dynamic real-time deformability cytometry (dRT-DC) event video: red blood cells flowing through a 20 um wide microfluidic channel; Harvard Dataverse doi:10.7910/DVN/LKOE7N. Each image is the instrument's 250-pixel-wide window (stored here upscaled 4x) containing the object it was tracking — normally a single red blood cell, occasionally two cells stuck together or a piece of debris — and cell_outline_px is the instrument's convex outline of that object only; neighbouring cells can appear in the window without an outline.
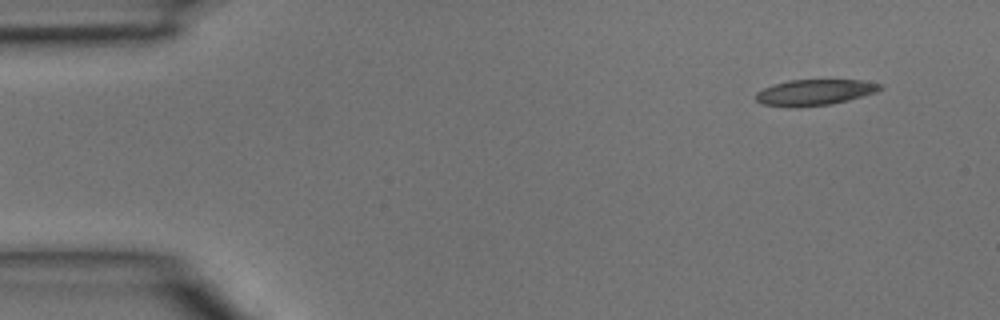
{"species": "common noctule bat (a hibernating species)", "species_latin": "Nyctalus noctula", "temperature_condition": "room temperature", "stored_images_in_passage": 4, "segment_of_instrument_passage": [2, 2], "camera_frame_rate_fps": 3000, "um_per_image_px": 0.085, "animal": {"sex": "male", "body_mass_g": 15.6}, "frame": {"image": 1, "passage_image": 4, "time_ms": 1.0, "image_size_px": [1000, 320], "cell_outline_px": [[884, 88], [876, 92], [848, 100], [832, 104], [792, 108], [760, 104], [756, 100], [756, 92], [772, 84], [788, 80], [864, 80], [884, 84]], "centroid_in_image_um": [69.24, 7.85], "position_along_channel_um": 15.8, "area_um2": 19.07}}